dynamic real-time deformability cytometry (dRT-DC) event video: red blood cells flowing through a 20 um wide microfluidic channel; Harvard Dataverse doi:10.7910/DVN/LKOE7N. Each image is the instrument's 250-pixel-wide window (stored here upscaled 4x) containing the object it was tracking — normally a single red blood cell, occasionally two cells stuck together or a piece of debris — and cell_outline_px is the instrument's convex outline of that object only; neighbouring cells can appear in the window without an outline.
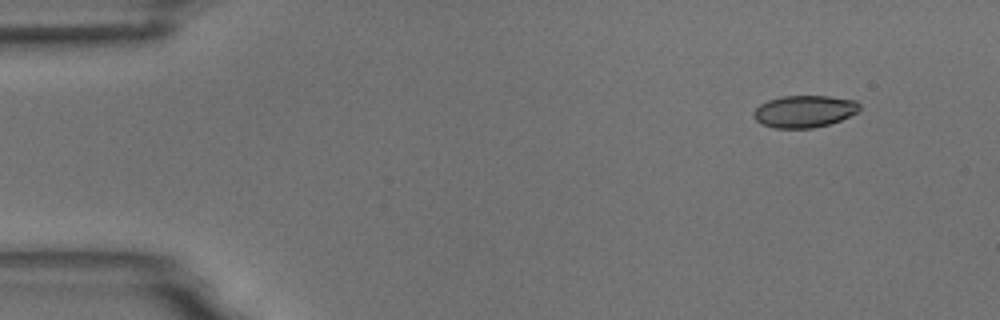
{"species": "common noctule bat (a hibernating species)", "species_latin": "Nyctalus noctula", "temperature_condition": "room temperature", "stored_images_in_passage": 5, "segment_of_instrument_passage": [2, 2], "camera_frame_rate_fps": 3000, "um_per_image_px": 0.085, "animal": {"sex": "male", "body_mass_g": 18.8}, "frame": {"image": 1, "passage_image": 5, "time_ms": 5.667, "image_size_px": [1000, 320], "cell_outline_px": [[860, 108], [856, 112], [840, 120], [828, 124], [812, 128], [776, 128], [760, 124], [752, 116], [752, 112], [760, 104], [768, 100], [780, 96], [828, 96], [856, 100], [860, 104]], "centroid_in_image_um": [68.33, 9.46], "position_along_channel_um": 16.7, "area_um2": 19.83}}